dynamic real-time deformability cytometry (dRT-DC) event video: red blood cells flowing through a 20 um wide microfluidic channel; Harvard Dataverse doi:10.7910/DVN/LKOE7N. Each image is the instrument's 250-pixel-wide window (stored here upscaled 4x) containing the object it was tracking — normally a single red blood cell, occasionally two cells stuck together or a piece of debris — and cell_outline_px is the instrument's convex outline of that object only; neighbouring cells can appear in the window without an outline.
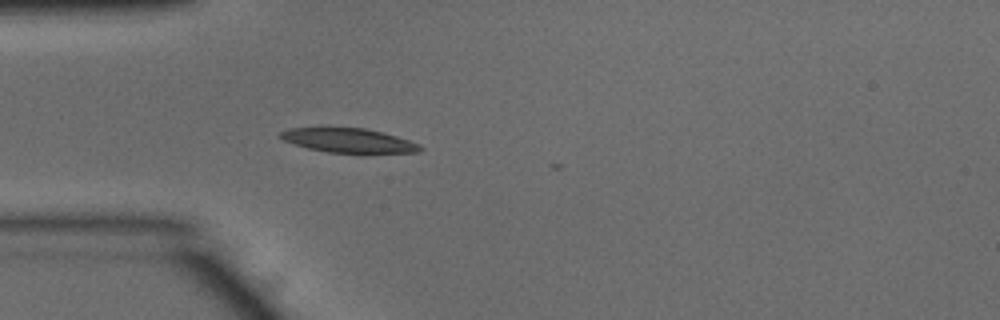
{"species": "common noctule bat (a hibernating species)", "species_latin": "Nyctalus noctula", "temperature_condition": "warm", "stored_images_in_passage": 3, "camera_frame_rate_fps": 3000, "um_per_image_px": 0.085, "animal": {"sex": "male", "body_mass_g": 15.6}, "frame": {"image": 1, "passage_image": 1, "time_ms": 0.0, "image_size_px": [1000, 320], "cell_outline_px": [[424, 148], [420, 152], [360, 156], [328, 152], [308, 148], [284, 140], [276, 136], [280, 132], [288, 128], [364, 128], [384, 132], [420, 144]], "centroid_in_image_um": [29.74, 12.0], "position_along_channel_um": 55.3, "area_um2": 20.75}}